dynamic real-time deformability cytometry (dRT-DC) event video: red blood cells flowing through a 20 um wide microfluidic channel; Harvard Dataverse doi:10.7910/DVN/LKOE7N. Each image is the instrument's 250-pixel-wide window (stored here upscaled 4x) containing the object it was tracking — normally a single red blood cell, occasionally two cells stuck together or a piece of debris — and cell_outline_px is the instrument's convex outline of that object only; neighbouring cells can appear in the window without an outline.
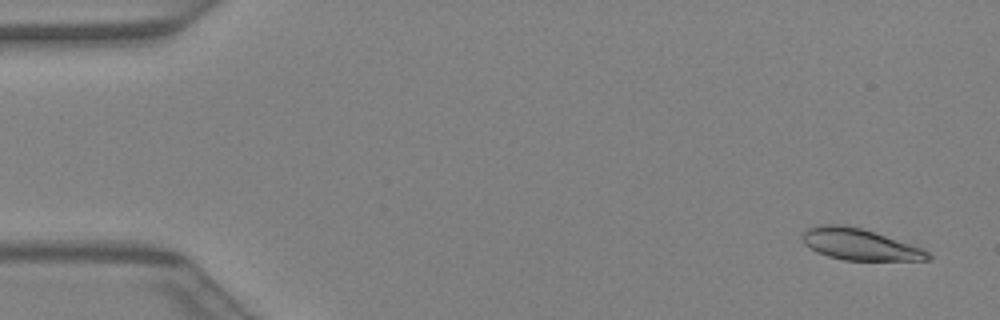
{"species": "Egyptian fruit bat (a non-hibernating species)", "species_latin": "Rousettus aegyptiacus", "temperature_condition": "warm", "stored_images_in_passage": 41, "camera_frame_rate_fps": 3000, "um_per_image_px": 0.085, "animal": {"sex": "female"}, "frame": {"image": 1, "passage_image": 2, "time_ms": 0.333, "image_size_px": [1000, 320], "cell_outline_px": [[932, 260], [844, 260], [828, 256], [816, 252], [804, 244], [800, 236], [808, 228], [820, 224], [840, 224], [860, 228], [924, 248], [932, 256]], "centroid_in_image_um": [73.06, 20.78], "position_along_channel_um": 11.9, "area_um2": 22.95}}
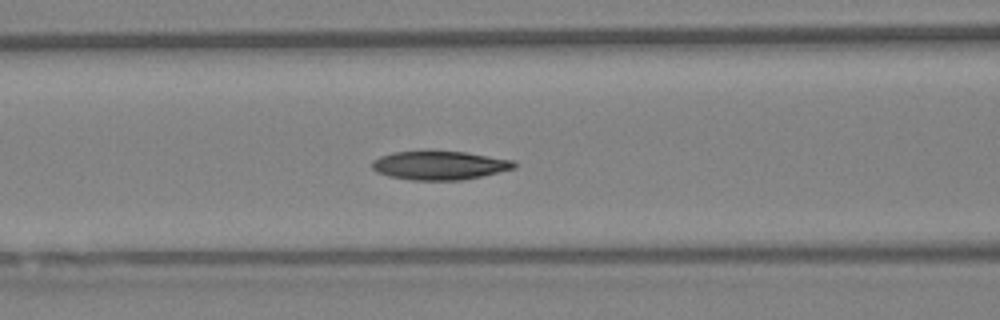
{"frame": {"image": 2, "passage_image": 17, "time_ms": 5.333, "image_size_px": [1000, 320], "cell_outline_px": [[516, 168], [464, 180], [412, 180], [388, 176], [376, 172], [372, 168], [372, 160], [380, 156], [392, 152], [428, 148], [432, 148], [468, 152], [512, 160], [516, 164]], "centroid_in_image_um": [37.32, 14.01], "position_along_channel_um": 129.3, "area_um2": 24.8}}
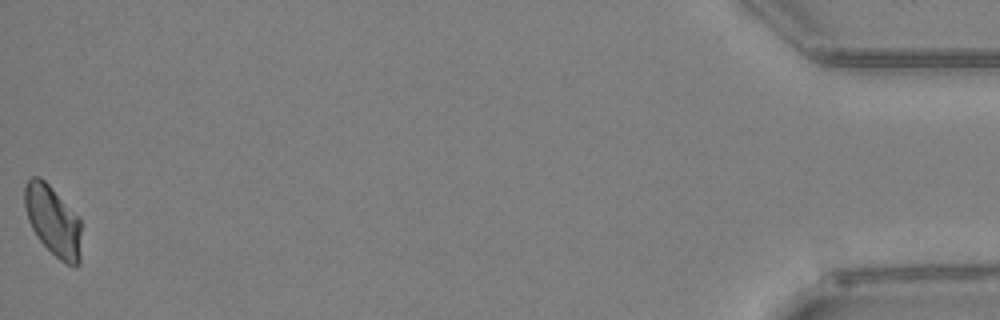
{"frame": {"image": 3, "passage_image": 41, "time_ms": 13.333, "image_size_px": [1000, 320], "cell_outline_px": [[80, 264], [76, 268], [60, 260], [36, 236], [28, 220], [24, 208], [24, 184], [32, 176], [40, 176], [48, 184], [80, 220]], "centroid_in_image_um": [4.48, 18.77], "position_along_channel_um": 430.7, "area_um2": 22.89}}